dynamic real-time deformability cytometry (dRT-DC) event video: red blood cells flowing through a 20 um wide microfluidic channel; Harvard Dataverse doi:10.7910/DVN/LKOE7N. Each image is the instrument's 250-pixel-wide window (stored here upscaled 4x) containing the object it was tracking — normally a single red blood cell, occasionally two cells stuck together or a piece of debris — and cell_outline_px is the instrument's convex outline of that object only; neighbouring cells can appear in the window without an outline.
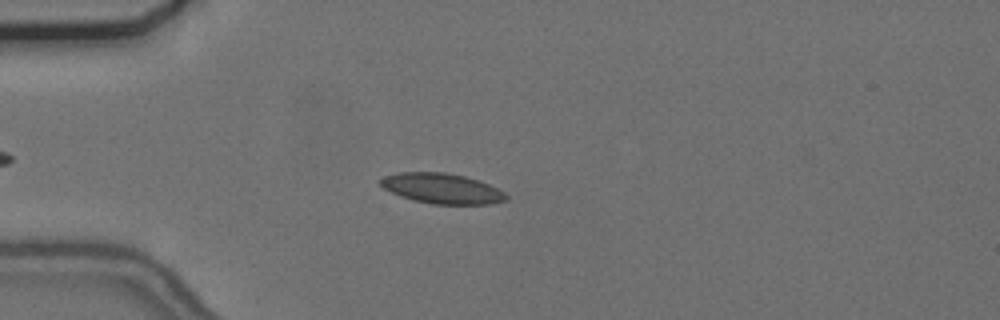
{"species": "common noctule bat (a hibernating species)", "species_latin": "Nyctalus noctula", "temperature_condition": "cold", "stored_images_in_passage": 42, "camera_frame_rate_fps": 3000, "um_per_image_px": 0.085, "animal": {"sex": "female", "body_mass_g": 24.6, "forearm_length_mm": 56.2}, "frame": {"image": 1, "passage_image": 10, "time_ms": 3.0, "image_size_px": [1000, 320], "cell_outline_px": [[508, 196], [504, 200], [492, 204], [432, 204], [412, 200], [400, 196], [384, 188], [380, 184], [380, 180], [384, 176], [400, 172], [444, 172], [464, 176], [480, 180], [504, 192]], "centroid_in_image_um": [37.56, 16.02], "position_along_channel_um": 47.4, "area_um2": 22.08}}
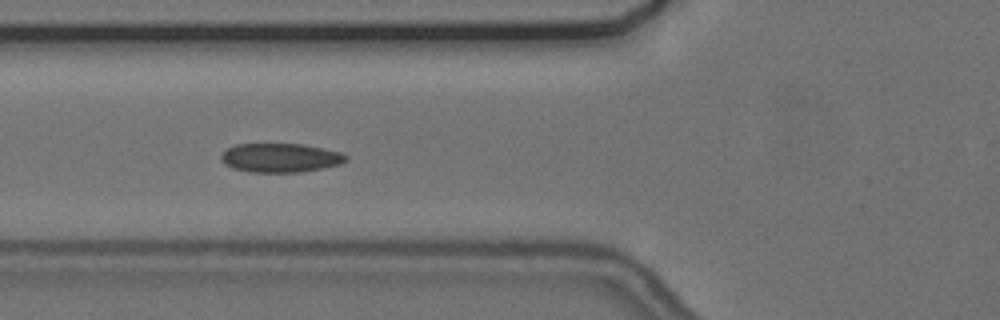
{"frame": {"image": 2, "passage_image": 16, "time_ms": 5.0, "image_size_px": [1000, 320], "cell_outline_px": [[348, 160], [340, 164], [324, 168], [300, 172], [252, 172], [232, 168], [224, 164], [220, 156], [228, 148], [236, 144], [304, 144], [324, 148], [340, 152], [348, 156]], "centroid_in_image_um": [23.86, 13.41], "position_along_channel_um": 101.9, "area_um2": 21.15}}
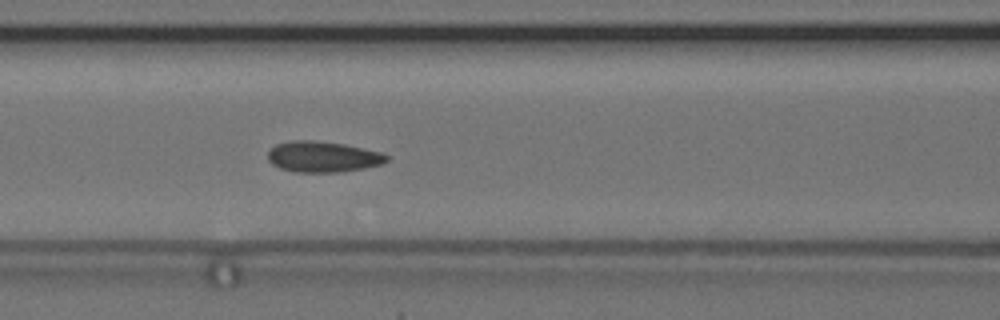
{"frame": {"image": 3, "passage_image": 19, "time_ms": 6.0, "image_size_px": [1000, 320], "cell_outline_px": [[388, 160], [380, 164], [364, 168], [344, 172], [292, 172], [280, 168], [272, 164], [268, 160], [268, 152], [276, 144], [292, 140], [312, 140], [344, 144], [364, 148], [380, 152], [388, 156]], "centroid_in_image_um": [27.42, 13.33], "position_along_channel_um": 139.2, "area_um2": 21.39}, "authors_computed_cell_mechanics": {"area_um2": 21.1548, "velocity_mm_per_s": 3.651, "shape_relaxation_time_tau1_ms": 5.0324, "shape_relaxation_time_tau2_ms": 1.515, "deformation_change_tau1": 0.1003, "deformation_change_tau2": 0.0741}}